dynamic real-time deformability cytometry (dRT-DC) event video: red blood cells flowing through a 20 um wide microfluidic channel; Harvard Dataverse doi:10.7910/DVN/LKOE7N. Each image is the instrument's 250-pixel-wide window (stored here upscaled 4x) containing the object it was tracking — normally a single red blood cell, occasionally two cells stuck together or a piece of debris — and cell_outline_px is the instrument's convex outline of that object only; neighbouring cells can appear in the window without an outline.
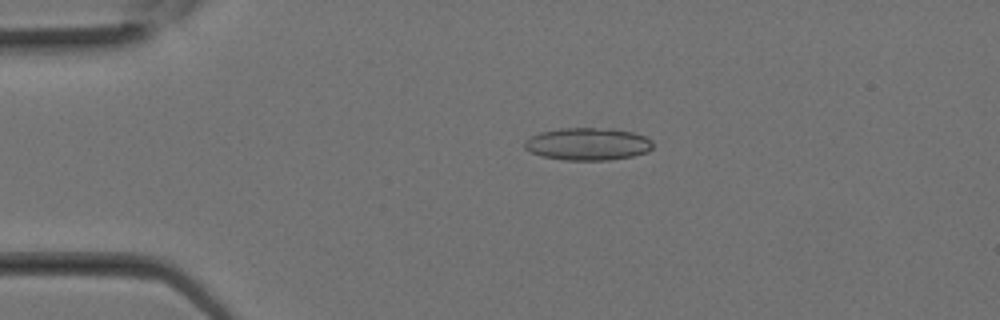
{"species": "Egyptian fruit bat (a non-hibernating species)", "species_latin": "Rousettus aegyptiacus", "temperature_condition": "room temperature", "stored_images_in_passage": 12, "camera_frame_rate_fps": 3000, "um_per_image_px": 0.085, "animal": {"sex": "female"}, "frame": {"image": 1, "passage_image": 6, "time_ms": 1.667, "image_size_px": [1000, 320], "cell_outline_px": [[652, 148], [648, 152], [632, 156], [608, 160], [564, 160], [540, 156], [524, 148], [524, 140], [540, 132], [560, 128], [612, 128], [632, 132], [644, 136], [652, 140]], "centroid_in_image_um": [49.95, 12.24], "position_along_channel_um": 35.0, "area_um2": 24.39}}
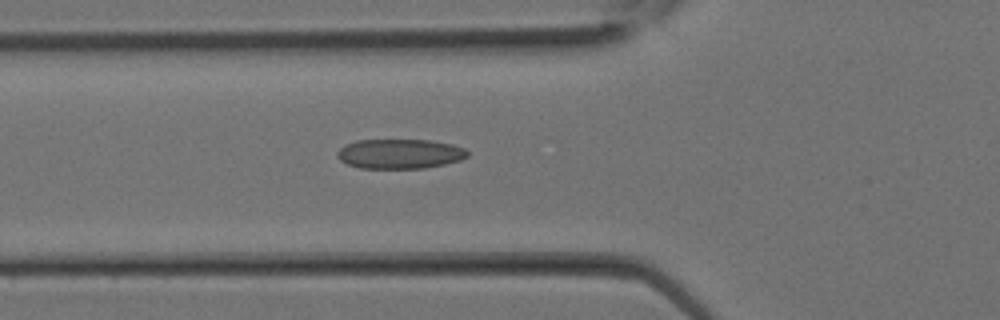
{"frame": {"image": 2, "passage_image": 10, "time_ms": 3.0, "image_size_px": [1000, 320], "cell_outline_px": [[468, 156], [460, 160], [444, 164], [424, 168], [360, 168], [348, 164], [340, 160], [336, 156], [336, 152], [344, 144], [356, 140], [432, 140], [452, 144], [464, 148], [468, 152]], "centroid_in_image_um": [33.96, 13.07], "position_along_channel_um": 91.8, "area_um2": 22.6}}
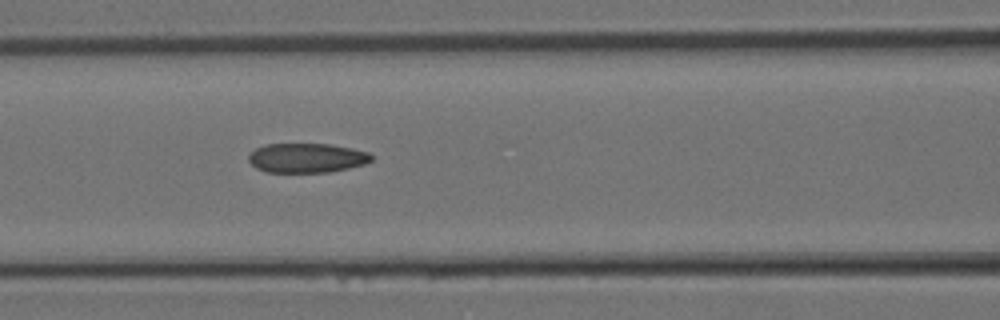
{"frame": {"image": 3, "passage_image": 12, "time_ms": 3.667, "image_size_px": [1000, 320], "cell_outline_px": [[372, 160], [364, 164], [348, 168], [328, 172], [268, 172], [256, 168], [248, 160], [248, 156], [256, 148], [264, 144], [328, 144], [352, 148], [368, 152], [372, 156]], "centroid_in_image_um": [26.06, 13.42], "position_along_channel_um": 140.5, "area_um2": 20.98}}